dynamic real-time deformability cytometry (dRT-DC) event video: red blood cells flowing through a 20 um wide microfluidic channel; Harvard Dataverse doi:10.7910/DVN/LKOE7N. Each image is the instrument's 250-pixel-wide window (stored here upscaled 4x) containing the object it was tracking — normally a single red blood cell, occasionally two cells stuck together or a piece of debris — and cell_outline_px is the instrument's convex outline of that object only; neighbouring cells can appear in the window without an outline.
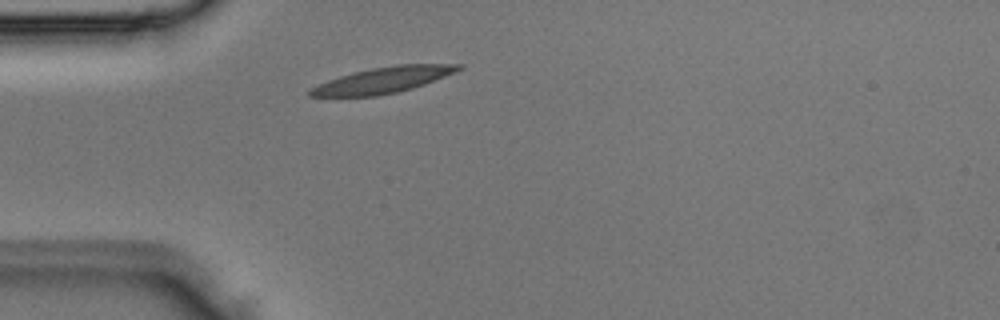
{"species": "Egyptian fruit bat (a non-hibernating species)", "species_latin": "Rousettus aegyptiacus", "temperature_condition": "room temperature", "stored_images_in_passage": 1, "camera_frame_rate_fps": 3000, "um_per_image_px": 0.085, "animal": {"sex": "male"}, "frame": {"image": 1, "passage_image": 1, "time_ms": 0.0, "image_size_px": [1000, 320], "cell_outline_px": [[464, 68], [456, 72], [424, 84], [412, 88], [396, 92], [376, 96], [308, 96], [308, 92], [312, 88], [328, 80], [352, 72], [372, 68], [396, 64], [464, 64]], "centroid_in_image_um": [32.61, 6.79], "position_along_channel_um": 52.4, "area_um2": 22.2}}